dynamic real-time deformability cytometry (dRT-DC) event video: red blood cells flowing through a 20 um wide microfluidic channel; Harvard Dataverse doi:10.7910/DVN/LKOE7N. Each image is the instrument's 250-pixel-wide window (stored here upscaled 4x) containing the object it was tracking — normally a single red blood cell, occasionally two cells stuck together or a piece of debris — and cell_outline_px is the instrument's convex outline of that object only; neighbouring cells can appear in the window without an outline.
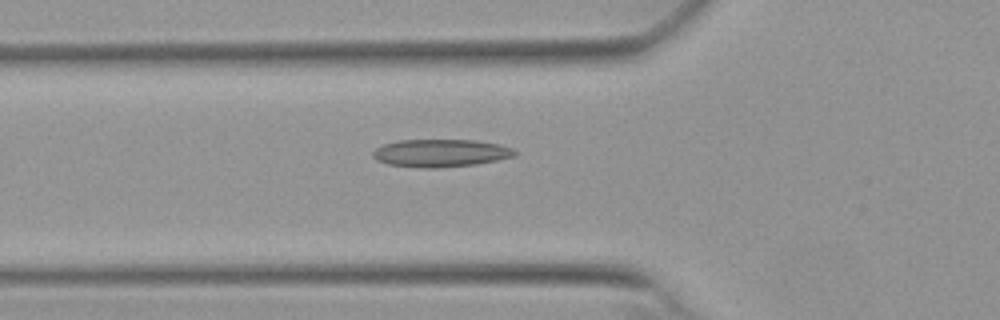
{"species": "Egyptian fruit bat (a non-hibernating species)", "species_latin": "Rousettus aegyptiacus", "temperature_condition": "warm", "stored_images_in_passage": 37, "camera_frame_rate_fps": 3000, "um_per_image_px": 0.085, "animal": {"sex": "female"}, "frame": {"image": 1, "passage_image": 3, "time_ms": 0.667, "image_size_px": [1000, 320], "cell_outline_px": [[516, 156], [476, 164], [436, 168], [420, 168], [388, 164], [376, 160], [372, 156], [372, 152], [376, 148], [384, 144], [400, 140], [476, 140], [500, 144], [512, 148], [516, 152]], "centroid_in_image_um": [37.45, 13.01], "position_along_channel_um": 88.4, "area_um2": 22.95}}
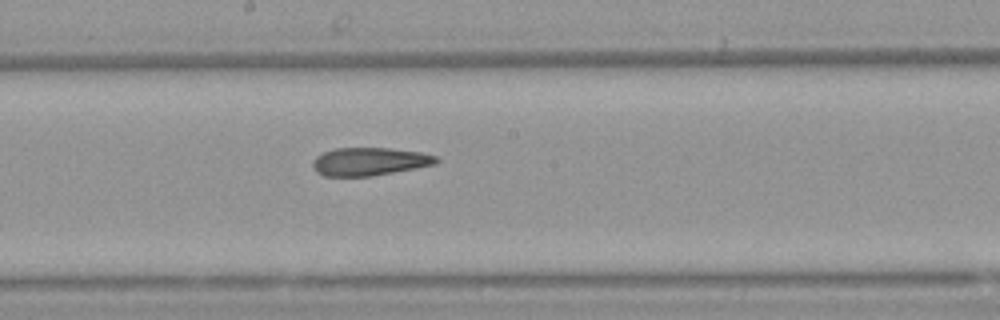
{"frame": {"image": 2, "passage_image": 13, "time_ms": 4.0, "image_size_px": [1000, 320], "cell_outline_px": [[440, 160], [436, 164], [416, 168], [372, 176], [324, 176], [316, 172], [312, 164], [312, 160], [316, 156], [324, 152], [336, 148], [388, 148], [420, 152], [436, 156]], "centroid_in_image_um": [31.4, 13.73], "position_along_channel_um": 216.8, "area_um2": 20.17}}
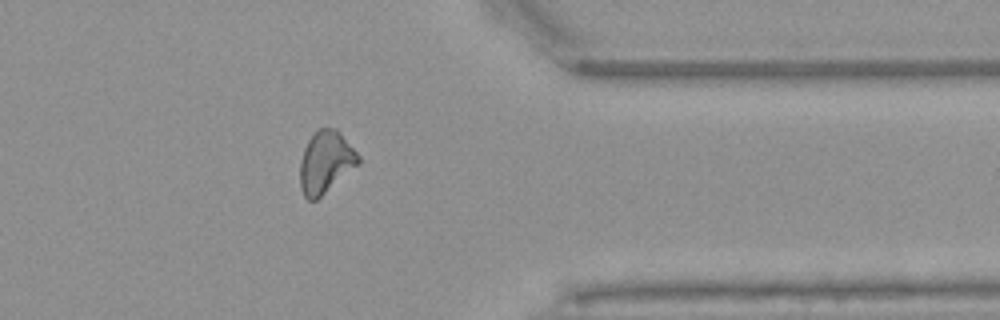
{"frame": {"image": 3, "passage_image": 27, "time_ms": 8.667, "image_size_px": [1000, 320], "cell_outline_px": [[360, 164], [316, 200], [308, 200], [304, 196], [300, 188], [300, 160], [304, 148], [308, 140], [320, 128], [336, 128], [340, 132], [360, 156]], "centroid_in_image_um": [27.69, 13.79], "position_along_channel_um": 383.7, "area_um2": 21.1}, "authors_computed_cell_mechanics": {"area_um2": 21.097, "velocity_mm_per_s": 3.8572, "shape_relaxation_time_tau1_ms": null, "shape_relaxation_time_tau2_ms": 3.7794, "deformation_change_tau1": null, "deformation_change_tau2": 0.1285}}